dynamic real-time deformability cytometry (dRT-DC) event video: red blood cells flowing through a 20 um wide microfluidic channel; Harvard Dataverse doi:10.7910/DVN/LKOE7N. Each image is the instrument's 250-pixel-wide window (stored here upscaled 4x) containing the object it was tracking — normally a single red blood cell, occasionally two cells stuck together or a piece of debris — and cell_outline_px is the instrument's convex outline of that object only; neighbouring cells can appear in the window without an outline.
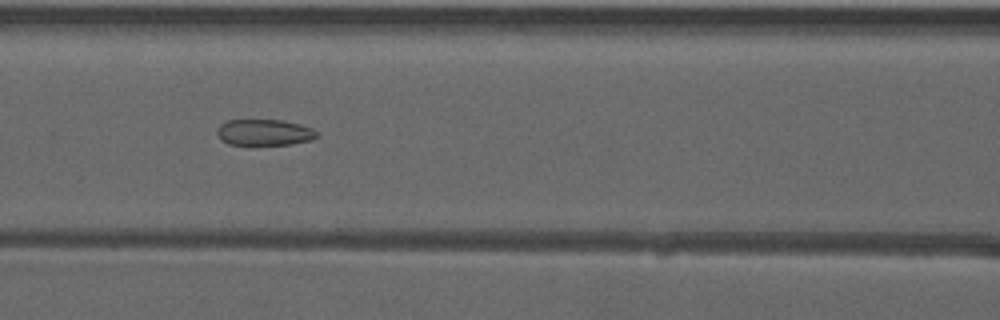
{"species": "common noctule bat (a hibernating species)", "species_latin": "Nyctalus noctula", "temperature_condition": "warm", "stored_images_in_passage": 44, "camera_frame_rate_fps": 3000, "um_per_image_px": 0.085, "animal": {"sex": "male", "forearm_length_mm": 52.5}, "frame": {"image": 1, "passage_image": 15, "time_ms": 4.667, "image_size_px": [1000, 320], "cell_outline_px": [[320, 136], [312, 140], [292, 144], [228, 144], [220, 140], [216, 132], [220, 124], [228, 120], [280, 120], [300, 124], [312, 128]], "centroid_in_image_um": [22.47, 11.25], "position_along_channel_um": 144.1, "area_um2": 15.2}}
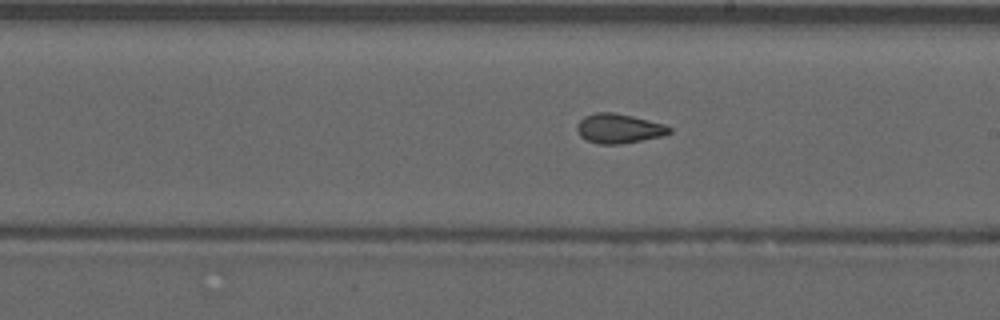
{"frame": {"image": 2, "passage_image": 22, "time_ms": 7.0, "image_size_px": [1000, 320], "cell_outline_px": [[672, 132], [664, 136], [620, 144], [600, 144], [588, 140], [580, 136], [576, 128], [576, 124], [584, 116], [596, 112], [612, 112], [632, 116], [664, 124], [672, 128]], "centroid_in_image_um": [52.61, 10.92], "position_along_channel_um": 236.4, "area_um2": 15.9}}
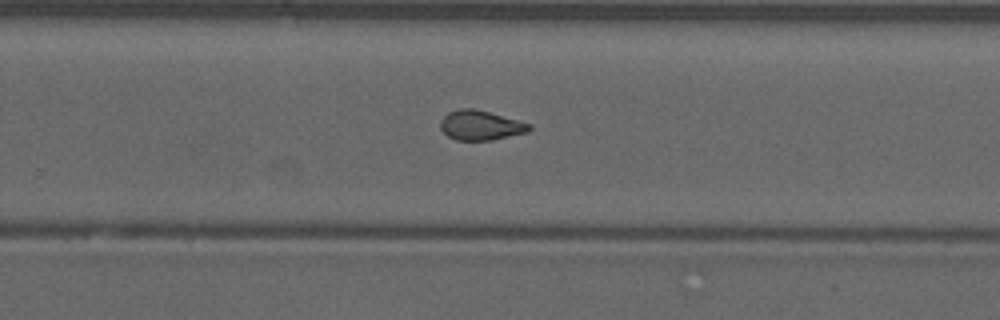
{"frame": {"image": 3, "passage_image": 26, "time_ms": 8.333, "image_size_px": [1000, 320], "cell_outline_px": [[532, 128], [528, 132], [492, 140], [456, 140], [448, 136], [440, 128], [440, 120], [448, 112], [460, 108], [476, 108], [532, 124]], "centroid_in_image_um": [40.85, 10.64], "position_along_channel_um": 288.9, "area_um2": 15.49}, "authors_computed_cell_mechanics": {"area_um2": 15.7505, "velocity_mm_per_s": 3.9604, "shape_relaxation_time_tau1_ms": null, "shape_relaxation_time_tau2_ms": 2.1988, "deformation_change_tau1": null, "deformation_change_tau2": 0.0842}}